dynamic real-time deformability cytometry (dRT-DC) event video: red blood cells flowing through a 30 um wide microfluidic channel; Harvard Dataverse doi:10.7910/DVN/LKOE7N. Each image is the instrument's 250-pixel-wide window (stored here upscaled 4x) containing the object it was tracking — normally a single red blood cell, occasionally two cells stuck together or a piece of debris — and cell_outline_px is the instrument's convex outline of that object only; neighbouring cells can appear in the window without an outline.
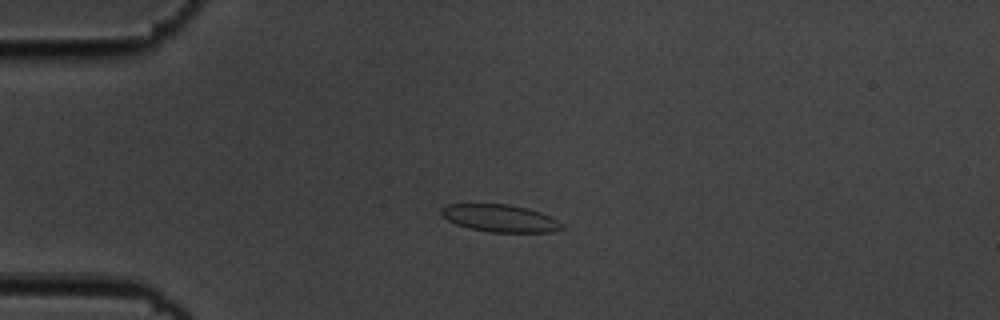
{"species": "common noctule bat (a hibernating species)", "species_latin": "Nyctalus noctula", "temperature_condition": "cold", "stored_images_in_passage": 44, "camera_frame_rate_fps": 3000, "um_per_image_px": 0.085, "animal": {"sex": "male", "body_mass_g": 19.5, "forearm_length_mm": 54.6}, "frame": {"image": 1, "passage_image": 2, "time_ms": 0.333, "image_size_px": [1000, 320], "cell_outline_px": [[564, 228], [552, 232], [492, 232], [468, 228], [456, 224], [440, 216], [440, 208], [444, 204], [508, 204], [528, 208], [540, 212], [564, 224]], "centroid_in_image_um": [42.46, 18.54], "position_along_channel_um": 42.5, "area_um2": 19.36}}
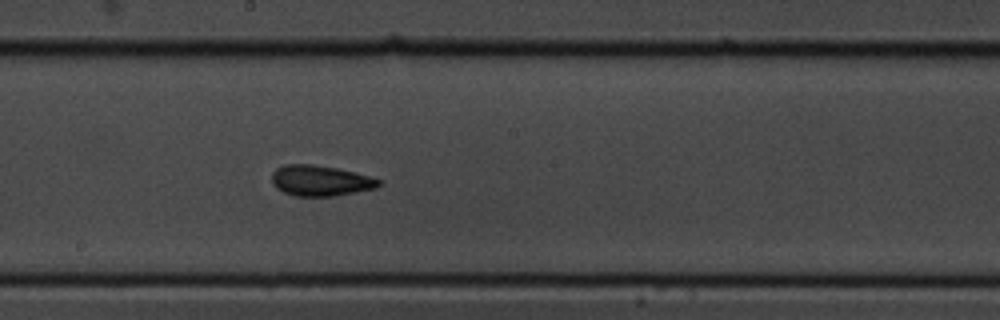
{"frame": {"image": 2, "passage_image": 19, "time_ms": 6.0, "image_size_px": [1000, 320], "cell_outline_px": [[384, 180], [376, 188], [336, 196], [292, 196], [276, 188], [272, 184], [272, 172], [276, 168], [284, 164], [312, 164], [336, 168]], "centroid_in_image_um": [27.21, 15.36], "position_along_channel_um": 221.0, "area_um2": 19.19}}
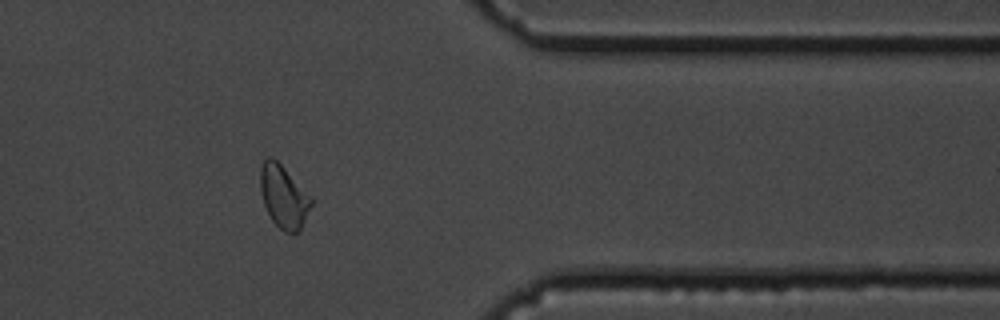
{"frame": {"image": 3, "passage_image": 34, "time_ms": 11.0, "image_size_px": [1000, 320], "cell_outline_px": [[312, 204], [300, 228], [296, 232], [284, 232], [272, 220], [264, 204], [260, 192], [260, 168], [264, 160], [268, 156], [272, 156], [312, 196]], "centroid_in_image_um": [24.09, 16.68], "position_along_channel_um": 387.3, "area_um2": 18.38}, "authors_computed_cell_mechanics": {"area_um2": 18.8717, "velocity_mm_per_s": 3.5975, "shape_relaxation_time_tau1_ms": 2.325, "shape_relaxation_time_tau2_ms": 1.5312, "deformation_change_tau1": 0.0954, "deformation_change_tau2": 0.077}}